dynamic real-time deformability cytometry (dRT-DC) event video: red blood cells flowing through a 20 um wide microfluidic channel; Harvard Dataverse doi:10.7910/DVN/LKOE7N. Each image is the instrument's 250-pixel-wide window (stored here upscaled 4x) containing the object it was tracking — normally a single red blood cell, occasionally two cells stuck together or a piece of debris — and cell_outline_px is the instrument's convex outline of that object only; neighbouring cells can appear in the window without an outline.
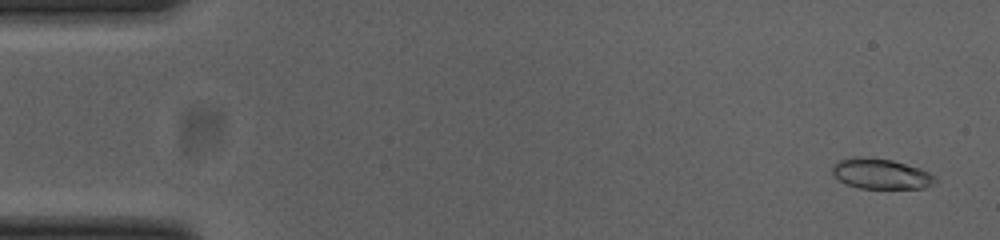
{"species": "common noctule bat (a hibernating species)", "species_latin": "Nyctalus noctula", "temperature_condition": "cold", "stored_images_in_passage": 53, "camera_frame_rate_fps": 3000, "um_per_image_px": 0.085, "animal": {"sex": "female", "body_mass_g": 23.0, "forearm_length_mm": 53.4}, "frame": {"image": 1, "passage_image": 3, "time_ms": 0.667, "image_size_px": [1000, 240], "cell_outline_px": [[936, 184], [924, 188], [860, 188], [844, 184], [832, 172], [832, 164], [836, 160], [856, 156], [892, 160], [920, 168], [936, 176]], "centroid_in_image_um": [74.87, 14.77], "position_along_channel_um": 10.1, "area_um2": 18.32}}
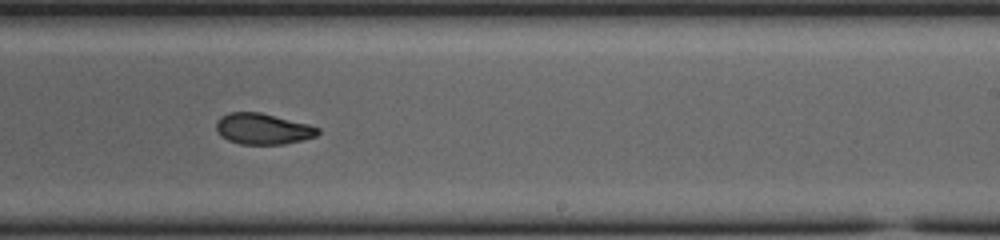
{"frame": {"image": 2, "passage_image": 33, "time_ms": 10.667, "image_size_px": [1000, 240], "cell_outline_px": [[320, 132], [316, 136], [284, 144], [240, 144], [228, 140], [220, 136], [216, 128], [216, 120], [220, 116], [228, 112], [260, 112], [308, 124], [320, 128]], "centroid_in_image_um": [22.31, 10.94], "position_along_channel_um": 266.7, "area_um2": 18.38}}
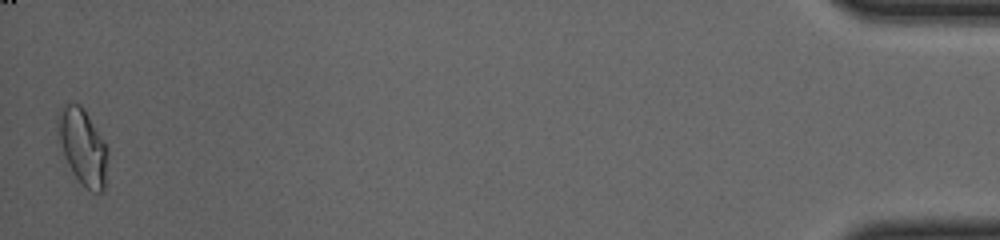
{"frame": {"image": 3, "passage_image": 53, "time_ms": 17.333, "image_size_px": [1000, 240], "cell_outline_px": [[108, 156], [104, 192], [92, 192], [72, 172], [64, 156], [56, 132], [56, 112], [64, 104], [80, 104], [84, 108], [108, 148]], "centroid_in_image_um": [7.01, 12.43], "position_along_channel_um": 428.2, "area_um2": 22.25}, "authors_computed_cell_mechanics": {"area_um2": 19.074, "velocity_mm_per_s": 3.8613, "shape_relaxation_time_tau1_ms": 5.3501, "shape_relaxation_time_tau2_ms": 2.5849, "deformation_change_tau1": 0.177, "deformation_change_tau2": 0.0748}}